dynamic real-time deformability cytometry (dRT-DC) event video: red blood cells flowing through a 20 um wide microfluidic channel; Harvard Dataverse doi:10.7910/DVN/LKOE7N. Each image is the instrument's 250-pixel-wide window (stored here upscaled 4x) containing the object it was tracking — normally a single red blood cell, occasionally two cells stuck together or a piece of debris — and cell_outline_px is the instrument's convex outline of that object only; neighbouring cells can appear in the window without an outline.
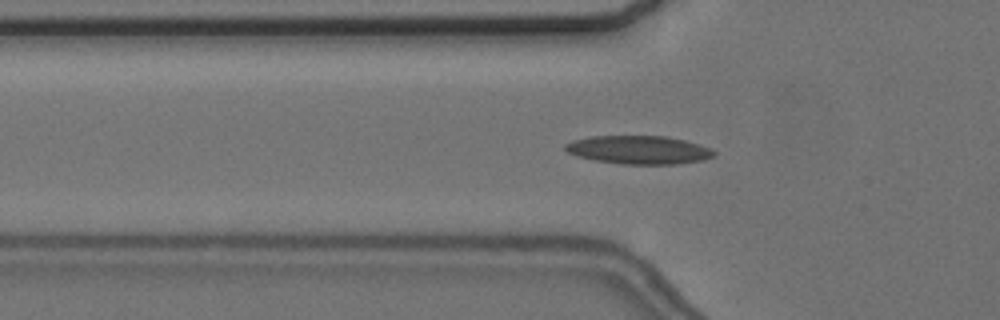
{"species": "common noctule bat (a hibernating species)", "species_latin": "Nyctalus noctula", "temperature_condition": "cold", "stored_images_in_passage": 39, "camera_frame_rate_fps": 3000, "um_per_image_px": 0.085, "animal": {"sex": "female", "body_mass_g": 24.6, "forearm_length_mm": 56.2}, "frame": {"image": 1, "passage_image": 2, "time_ms": 0.333, "image_size_px": [1000, 320], "cell_outline_px": [[716, 156], [704, 160], [676, 164], [620, 164], [592, 160], [576, 156], [568, 152], [564, 148], [564, 144], [572, 140], [592, 136], [668, 136], [700, 144], [712, 148], [716, 152]], "centroid_in_image_um": [54.32, 12.74], "position_along_channel_um": 71.5, "area_um2": 24.91}}
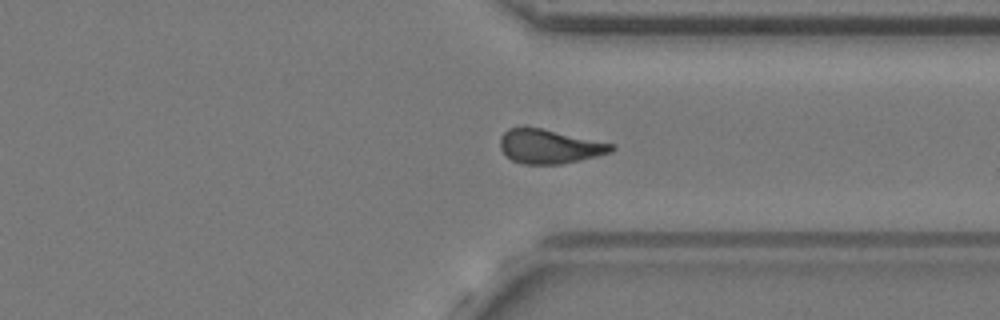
{"frame": {"image": 2, "passage_image": 26, "time_ms": 8.333, "image_size_px": [1000, 320], "cell_outline_px": [[616, 148], [612, 152], [580, 160], [560, 164], [520, 164], [512, 160], [500, 148], [500, 136], [508, 128], [540, 128], [616, 144]], "centroid_in_image_um": [46.73, 12.46], "position_along_channel_um": 364.7, "area_um2": 22.02}}
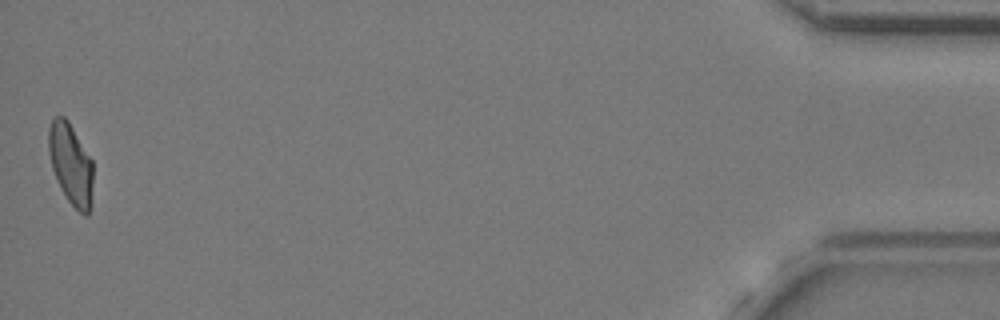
{"frame": {"image": 3, "passage_image": 39, "time_ms": 12.667, "image_size_px": [1000, 320], "cell_outline_px": [[92, 184], [88, 216], [84, 216], [68, 200], [60, 188], [52, 168], [48, 152], [48, 128], [52, 116], [64, 116], [68, 120], [92, 160]], "centroid_in_image_um": [5.98, 13.89], "position_along_channel_um": 429.2, "area_um2": 20.92}, "authors_computed_cell_mechanics": {"area_um2": 22.1374, "velocity_mm_per_s": 3.6592, "shape_relaxation_time_tau1_ms": null, "shape_relaxation_time_tau2_ms": 4.6895, "deformation_change_tau1": null, "deformation_change_tau2": 0.114}}